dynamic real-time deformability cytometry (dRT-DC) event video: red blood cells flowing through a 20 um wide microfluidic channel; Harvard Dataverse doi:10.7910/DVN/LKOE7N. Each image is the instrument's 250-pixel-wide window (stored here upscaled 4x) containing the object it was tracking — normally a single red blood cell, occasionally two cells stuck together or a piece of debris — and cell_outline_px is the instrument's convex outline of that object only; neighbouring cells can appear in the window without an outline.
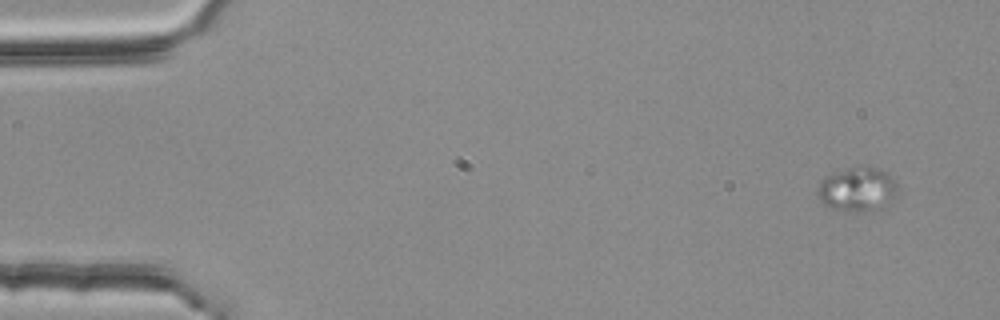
{"species": "common noctule bat (a hibernating species)", "species_latin": "Nyctalus noctula", "temperature_condition": "room temperature", "stored_images_in_passage": 3, "camera_frame_rate_fps": 3000, "um_per_image_px": 0.085, "animal": {"sex": "female", "body_mass_g": 25.1}, "frame": {"image": 1, "passage_image": 1, "time_ms": 0.0, "image_size_px": [1000, 320], "cell_outline_px": [[900, 192], [884, 208], [868, 212], [864, 212], [832, 208], [824, 204], [820, 200], [820, 180], [824, 176], [832, 172], [852, 168], [880, 168], [888, 172], [896, 180]], "centroid_in_image_um": [72.98, 16.1], "position_along_channel_um": 12.0, "area_um2": 20.69}}
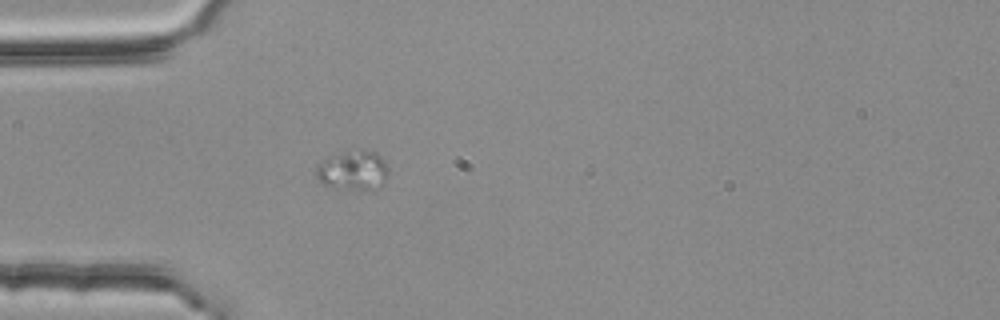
{"frame": {"image": 2, "passage_image": 3, "time_ms": 0.667, "image_size_px": [1000, 320], "cell_outline_px": [[388, 172], [384, 184], [376, 188], [340, 188], [324, 184], [316, 176], [316, 164], [328, 156], [360, 152], [376, 152], [388, 164]], "centroid_in_image_um": [30.02, 14.5], "position_along_channel_um": 55.0, "area_um2": 15.95}}